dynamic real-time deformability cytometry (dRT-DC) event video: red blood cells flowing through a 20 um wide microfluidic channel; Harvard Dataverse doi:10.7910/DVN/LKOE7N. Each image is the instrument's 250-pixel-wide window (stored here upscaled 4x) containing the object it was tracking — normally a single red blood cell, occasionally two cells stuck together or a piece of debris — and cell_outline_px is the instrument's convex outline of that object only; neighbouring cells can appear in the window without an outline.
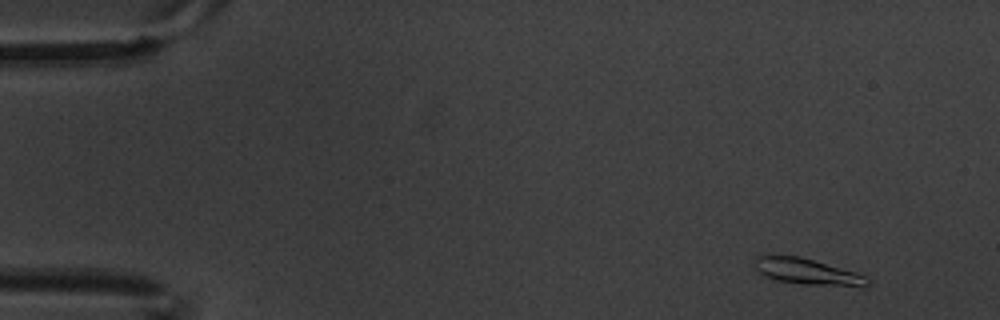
{"species": "common noctule bat (a hibernating species)", "species_latin": "Nyctalus noctula", "temperature_condition": "warm", "stored_images_in_passage": 5, "camera_frame_rate_fps": 3000, "um_per_image_px": 0.085, "animal": {"sex": "male", "body_mass_g": 20.1, "forearm_length_mm": 53.5}, "frame": {"image": 1, "passage_image": 1, "time_ms": 0.0, "image_size_px": [1000, 320], "cell_outline_px": [[872, 284], [864, 288], [804, 284], [776, 280], [764, 276], [752, 264], [756, 256], [800, 256], [856, 272], [872, 280]], "centroid_in_image_um": [68.71, 23.12], "position_along_channel_um": 16.3, "area_um2": 17.46}}